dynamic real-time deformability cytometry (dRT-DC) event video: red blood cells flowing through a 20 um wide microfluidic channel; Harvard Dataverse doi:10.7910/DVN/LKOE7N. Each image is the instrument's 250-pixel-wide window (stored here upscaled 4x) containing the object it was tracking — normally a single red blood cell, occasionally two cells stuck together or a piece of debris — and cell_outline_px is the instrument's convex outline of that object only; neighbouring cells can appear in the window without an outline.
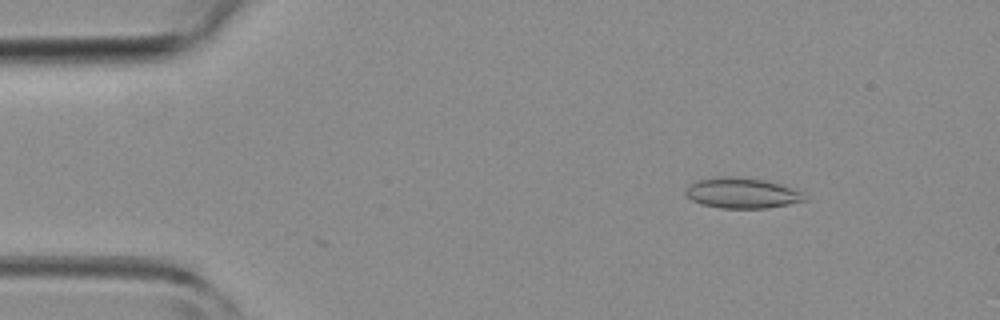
{"species": "common noctule bat (a hibernating species)", "species_latin": "Nyctalus noctula", "temperature_condition": "room temperature", "stored_images_in_passage": 4, "camera_frame_rate_fps": 3000, "um_per_image_px": 0.085, "animal": {"sex": "female", "body_mass_g": 19.3, "forearm_length_mm": 54.1}, "frame": {"image": 1, "passage_image": 2, "time_ms": 1.333, "image_size_px": [1000, 320], "cell_outline_px": [[808, 200], [768, 208], [720, 208], [700, 204], [692, 200], [684, 192], [692, 184], [700, 180], [764, 180], [800, 192]], "centroid_in_image_um": [63.09, 16.49], "position_along_channel_um": 21.9, "area_um2": 19.54}}
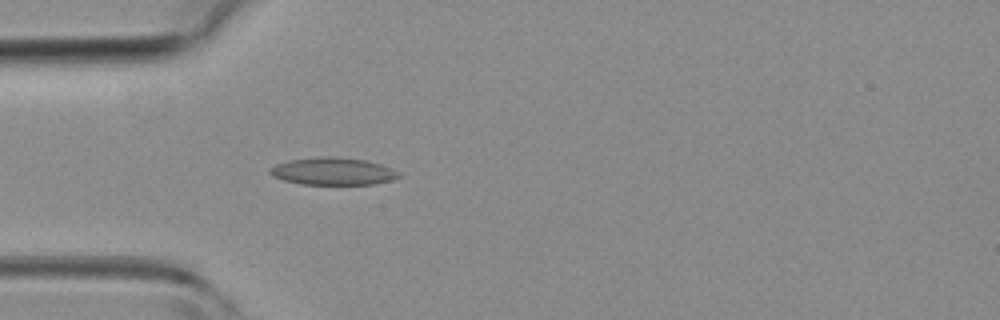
{"frame": {"image": 2, "passage_image": 4, "time_ms": 3.667, "image_size_px": [1000, 320], "cell_outline_px": [[400, 176], [392, 180], [372, 184], [300, 184], [284, 180], [272, 176], [268, 172], [268, 168], [276, 164], [288, 160], [320, 156], [336, 156], [368, 160], [392, 168], [400, 172]], "centroid_in_image_um": [28.28, 14.54], "position_along_channel_um": 56.7, "area_um2": 20.81}}